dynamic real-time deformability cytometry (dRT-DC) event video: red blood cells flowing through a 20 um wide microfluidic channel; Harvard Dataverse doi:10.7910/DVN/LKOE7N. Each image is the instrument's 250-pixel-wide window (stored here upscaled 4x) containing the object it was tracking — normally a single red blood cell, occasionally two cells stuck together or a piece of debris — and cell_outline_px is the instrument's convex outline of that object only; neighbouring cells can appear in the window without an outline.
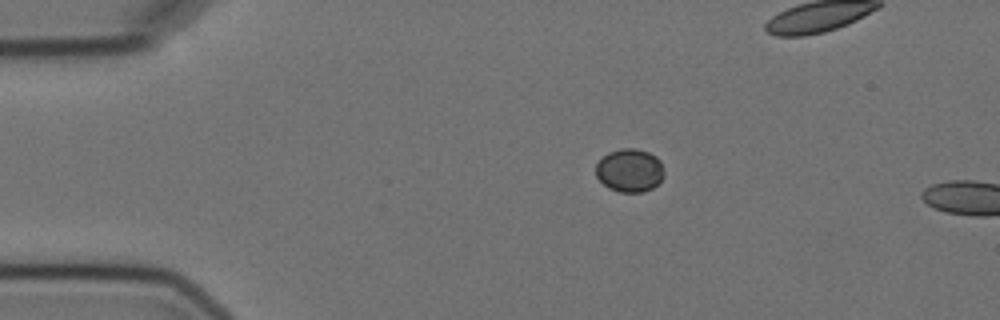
{"species": "Egyptian fruit bat (a non-hibernating species)", "species_latin": "Rousettus aegyptiacus", "temperature_condition": "cold", "stored_images_in_passage": 4, "camera_frame_rate_fps": 3000, "um_per_image_px": 0.085, "animal": {"sex": "female"}, "frame": {"image": 1, "passage_image": 3, "time_ms": 2.333, "image_size_px": [1000, 320], "cell_outline_px": [[664, 176], [652, 188], [644, 192], [620, 192], [608, 188], [596, 176], [596, 164], [608, 152], [624, 148], [636, 148], [648, 152], [656, 156], [660, 160], [664, 172]], "centroid_in_image_um": [53.53, 14.48], "position_along_channel_um": 31.5, "area_um2": 17.17}}